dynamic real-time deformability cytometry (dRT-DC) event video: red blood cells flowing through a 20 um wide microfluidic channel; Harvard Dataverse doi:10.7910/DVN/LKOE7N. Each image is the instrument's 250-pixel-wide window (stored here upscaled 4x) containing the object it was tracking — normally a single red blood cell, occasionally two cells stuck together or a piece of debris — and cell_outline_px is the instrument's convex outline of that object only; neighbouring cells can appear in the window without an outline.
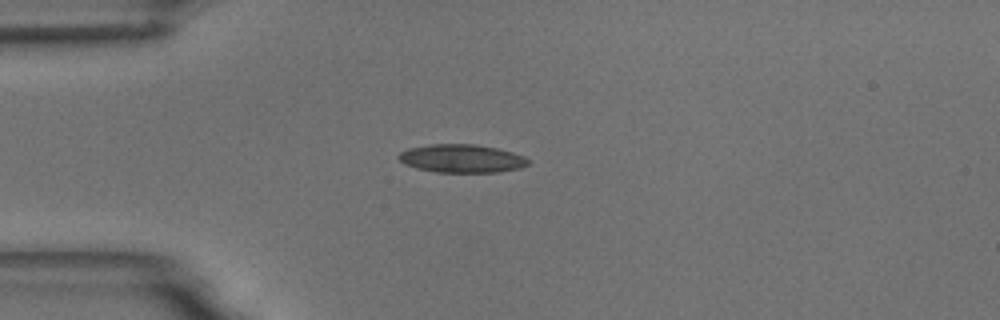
{"species": "common noctule bat (a hibernating species)", "species_latin": "Nyctalus noctula", "temperature_condition": "room temperature", "stored_images_in_passage": 42, "camera_frame_rate_fps": 3000, "um_per_image_px": 0.085, "animal": {"sex": "male", "body_mass_g": 18.8}, "frame": {"image": 1, "passage_image": 1, "time_ms": 0.0, "image_size_px": [1000, 320], "cell_outline_px": [[528, 164], [520, 168], [500, 172], [436, 172], [416, 168], [404, 164], [396, 156], [400, 152], [408, 148], [432, 144], [476, 144], [496, 148], [512, 152], [524, 156], [528, 160]], "centroid_in_image_um": [39.22, 13.47], "position_along_channel_um": 45.8, "area_um2": 21.33}}
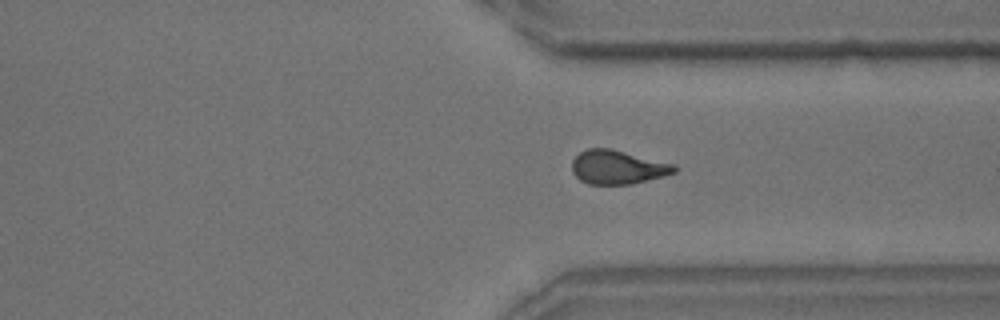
{"frame": {"image": 2, "passage_image": 28, "time_ms": 9.0, "image_size_px": [1000, 320], "cell_outline_px": [[676, 172], [664, 176], [632, 184], [588, 184], [580, 180], [572, 172], [572, 160], [580, 152], [588, 148], [612, 148], [676, 164]], "centroid_in_image_um": [52.51, 14.2], "position_along_channel_um": 358.9, "area_um2": 20.4}}
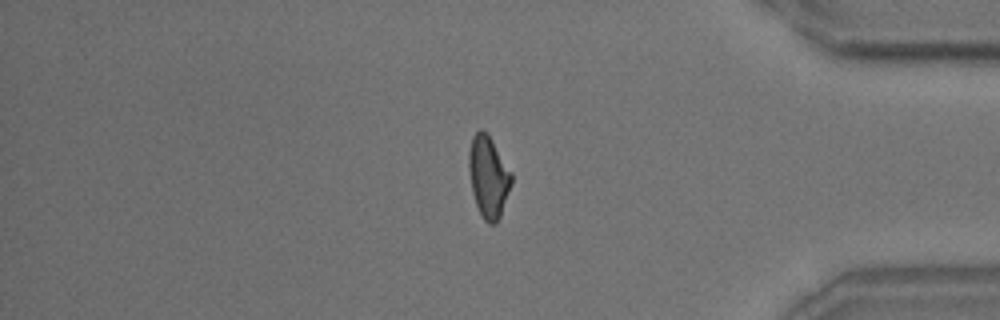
{"frame": {"image": 3, "passage_image": 33, "time_ms": 10.667, "image_size_px": [1000, 320], "cell_outline_px": [[512, 184], [500, 216], [496, 224], [488, 224], [484, 220], [476, 204], [472, 192], [468, 168], [468, 152], [472, 136], [480, 128], [488, 132], [512, 172]], "centroid_in_image_um": [41.51, 14.99], "position_along_channel_um": 393.7, "area_um2": 20.58}, "authors_computed_cell_mechanics": {"area_um2": 20.4612, "velocity_mm_per_s": 3.6559, "shape_relaxation_time_tau1_ms": 4.942, "shape_relaxation_time_tau2_ms": 1.8005, "deformation_change_tau1": 0.1444, "deformation_change_tau2": 0.0812}}